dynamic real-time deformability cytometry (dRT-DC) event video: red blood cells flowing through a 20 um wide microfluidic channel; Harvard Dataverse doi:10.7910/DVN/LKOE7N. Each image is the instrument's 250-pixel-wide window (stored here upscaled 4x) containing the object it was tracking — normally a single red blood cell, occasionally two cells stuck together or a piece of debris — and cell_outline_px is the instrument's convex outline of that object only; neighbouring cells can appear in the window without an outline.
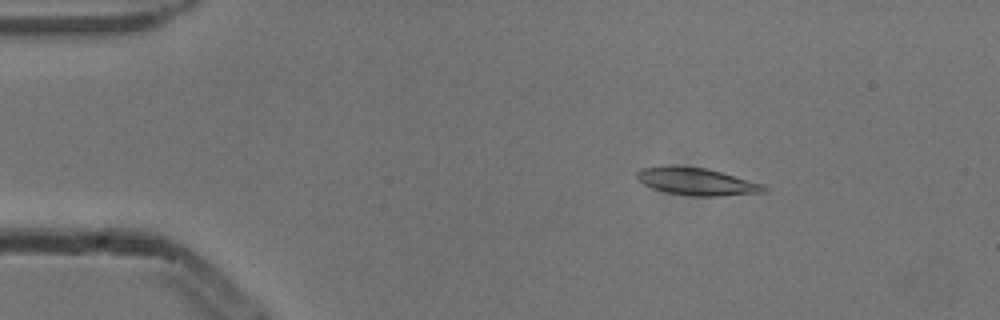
{"species": "common noctule bat (a hibernating species)", "species_latin": "Nyctalus noctula", "temperature_condition": "cold", "stored_images_in_passage": 5, "camera_frame_rate_fps": 3000, "um_per_image_px": 0.085, "animal": {"sex": "male", "body_mass_g": 13.3}, "frame": {"image": 1, "passage_image": 3, "time_ms": 0.667, "image_size_px": [1000, 320], "cell_outline_px": [[768, 188], [764, 192], [720, 196], [692, 196], [668, 192], [652, 188], [636, 180], [636, 172], [644, 168], [704, 168], [720, 172], [764, 184]], "centroid_in_image_um": [59.27, 15.47], "position_along_channel_um": 25.7, "area_um2": 19.42}}